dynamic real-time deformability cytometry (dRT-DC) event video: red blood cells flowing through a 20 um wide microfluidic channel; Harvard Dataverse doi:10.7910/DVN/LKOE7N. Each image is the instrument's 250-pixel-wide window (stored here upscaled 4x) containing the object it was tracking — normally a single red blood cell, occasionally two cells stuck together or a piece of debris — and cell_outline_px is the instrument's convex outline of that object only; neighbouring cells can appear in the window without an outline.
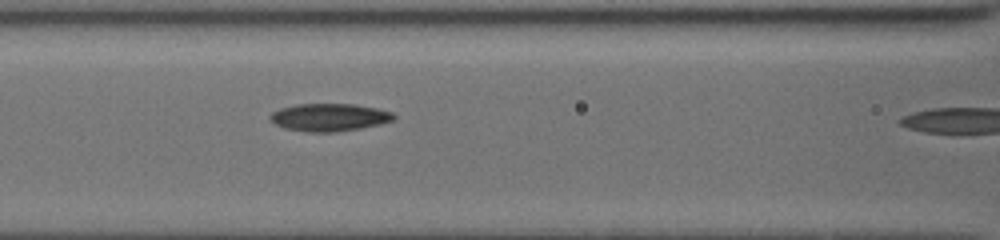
{"species": "common noctule bat (a hibernating species)", "species_latin": "Nyctalus noctula", "temperature_condition": "cold", "stored_images_in_passage": 12, "camera_frame_rate_fps": 3000, "um_per_image_px": 0.085, "animal": {"sex": "female", "body_mass_g": 19.5, "forearm_length_mm": 54.1}, "frame": {"image": 1, "passage_image": 11, "time_ms": 4.667, "image_size_px": [1000, 240], "cell_outline_px": [[396, 116], [392, 120], [380, 124], [332, 132], [312, 132], [288, 128], [276, 124], [268, 116], [272, 112], [280, 108], [296, 104], [356, 104], [376, 108], [392, 112]], "centroid_in_image_um": [27.99, 9.95], "position_along_channel_um": 138.6, "area_um2": 19.54}}